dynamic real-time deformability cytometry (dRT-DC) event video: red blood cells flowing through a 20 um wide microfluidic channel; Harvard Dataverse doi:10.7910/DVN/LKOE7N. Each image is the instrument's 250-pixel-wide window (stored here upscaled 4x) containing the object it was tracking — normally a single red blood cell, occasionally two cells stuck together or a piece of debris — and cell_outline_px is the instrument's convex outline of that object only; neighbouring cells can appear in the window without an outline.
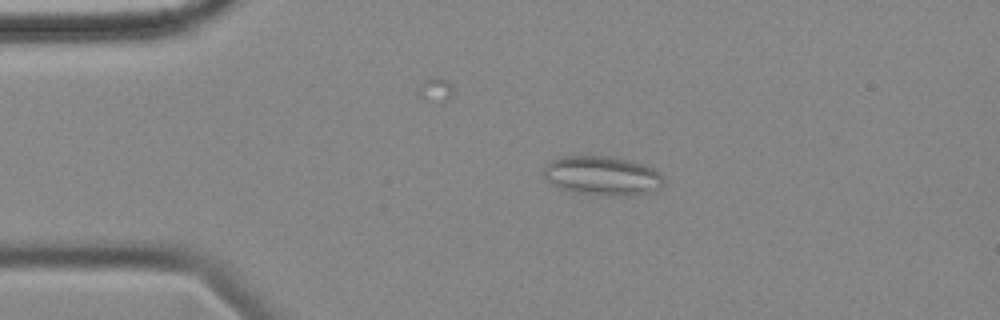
{"species": "common noctule bat (a hibernating species)", "species_latin": "Nyctalus noctula", "temperature_condition": "cold", "stored_images_in_passage": 56, "camera_frame_rate_fps": 3000, "um_per_image_px": 0.085, "animal": {"sex": "female", "body_mass_g": 18.4}, "frame": {"image": 1, "passage_image": 11, "time_ms": 3.333, "image_size_px": [1000, 320], "cell_outline_px": [[664, 180], [660, 188], [648, 192], [576, 192], [560, 188], [544, 180], [544, 168], [552, 160], [560, 156], [608, 156], [628, 160], [644, 164], [660, 172]], "centroid_in_image_um": [51.14, 14.86], "position_along_channel_um": 33.9, "area_um2": 26.13}}
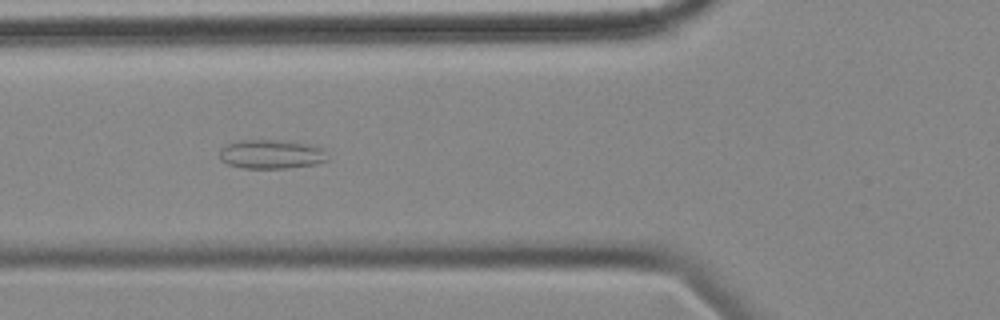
{"frame": {"image": 2, "passage_image": 20, "time_ms": 6.333, "image_size_px": [1000, 320], "cell_outline_px": [[328, 160], [316, 164], [284, 168], [244, 168], [228, 164], [220, 160], [220, 148], [224, 144], [236, 140], [276, 140], [304, 144], [324, 148]], "centroid_in_image_um": [23.01, 13.1], "position_along_channel_um": 102.8, "area_um2": 18.26}}
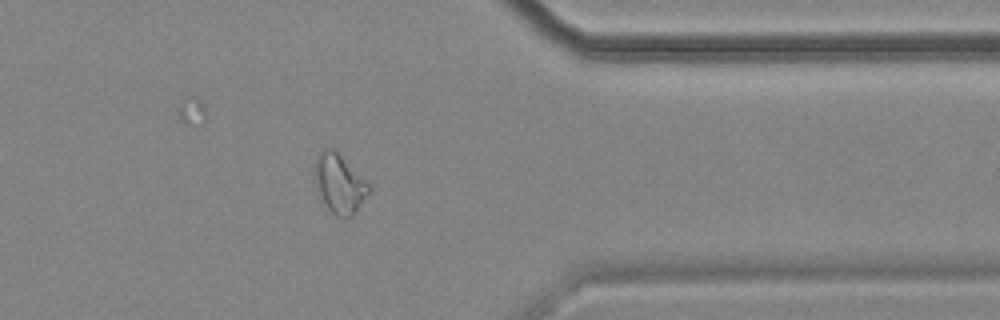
{"frame": {"image": 3, "passage_image": 45, "time_ms": 14.667, "image_size_px": [1000, 320], "cell_outline_px": [[372, 192], [352, 216], [336, 216], [328, 208], [320, 196], [316, 180], [316, 156], [324, 148], [336, 148], [372, 188]], "centroid_in_image_um": [28.9, 15.59], "position_along_channel_um": 382.5, "area_um2": 18.5}, "authors_computed_cell_mechanics": {"area_um2": 19.7387, "velocity_mm_per_s": 3.51, "shape_relaxation_time_tau1_ms": null, "shape_relaxation_time_tau2_ms": 3.6272, "deformation_change_tau1": null, "deformation_change_tau2": 0.1175}}